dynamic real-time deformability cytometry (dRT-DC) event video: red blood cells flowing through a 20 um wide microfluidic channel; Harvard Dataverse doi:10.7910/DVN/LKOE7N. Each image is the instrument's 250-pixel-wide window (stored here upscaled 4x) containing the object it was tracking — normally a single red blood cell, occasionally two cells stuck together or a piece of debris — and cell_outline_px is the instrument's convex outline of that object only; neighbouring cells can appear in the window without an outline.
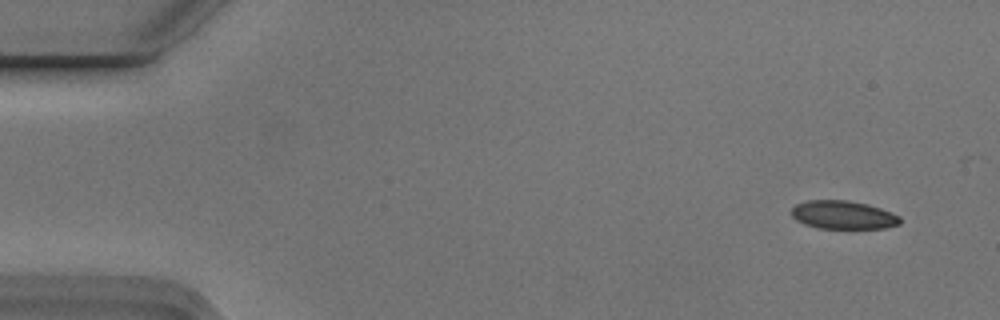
{"species": "Egyptian fruit bat (a non-hibernating species)", "species_latin": "Rousettus aegyptiacus", "temperature_condition": "cold", "stored_images_in_passage": 5, "camera_frame_rate_fps": 3000, "um_per_image_px": 0.085, "animal": {"sex": "male"}, "frame": {"image": 1, "passage_image": 1, "time_ms": 0.0, "image_size_px": [1000, 320], "cell_outline_px": [[900, 224], [884, 228], [816, 228], [804, 224], [796, 220], [792, 216], [792, 208], [796, 204], [808, 200], [848, 200], [868, 204], [880, 208], [900, 216]], "centroid_in_image_um": [71.65, 18.26], "position_along_channel_um": 13.3, "area_um2": 17.92}}
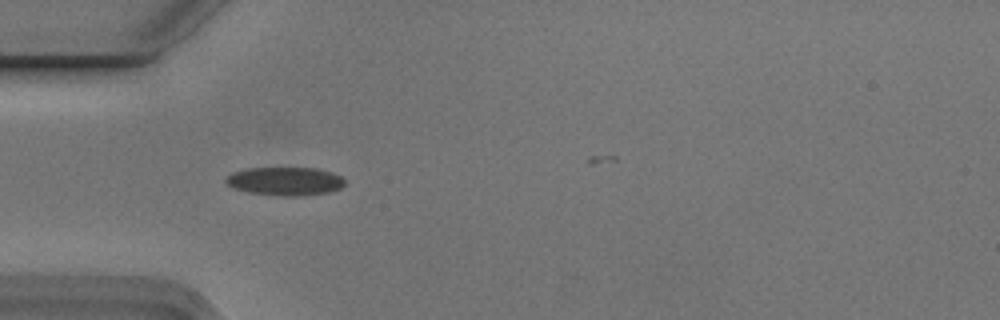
{"frame": {"image": 2, "passage_image": 4, "time_ms": 1.0, "image_size_px": [1000, 320], "cell_outline_px": [[344, 184], [340, 188], [328, 192], [300, 196], [276, 196], [248, 192], [232, 188], [224, 180], [232, 172], [244, 168], [316, 168], [332, 172], [340, 176], [344, 180]], "centroid_in_image_um": [24.2, 15.4], "position_along_channel_um": 60.8, "area_um2": 19.77}}
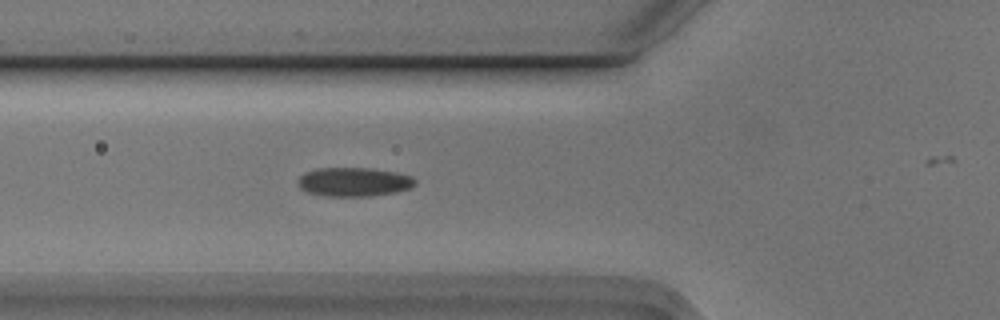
{"frame": {"image": 3, "passage_image": 5, "time_ms": 1.333, "image_size_px": [1000, 320], "cell_outline_px": [[416, 184], [412, 188], [396, 192], [368, 196], [324, 196], [308, 192], [300, 188], [296, 184], [296, 180], [300, 176], [316, 168], [368, 168], [396, 172], [412, 176], [416, 180]], "centroid_in_image_um": [30.08, 15.46], "position_along_channel_um": 95.7, "area_um2": 19.88}}